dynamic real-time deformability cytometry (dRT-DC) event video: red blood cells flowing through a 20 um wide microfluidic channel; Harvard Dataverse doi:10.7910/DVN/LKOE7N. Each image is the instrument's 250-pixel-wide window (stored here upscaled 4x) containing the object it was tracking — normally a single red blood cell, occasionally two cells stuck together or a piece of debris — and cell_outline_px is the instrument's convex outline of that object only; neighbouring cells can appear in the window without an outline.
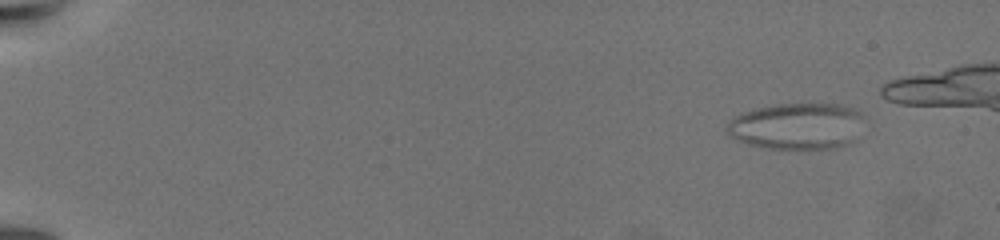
{"species": "common noctule bat (a hibernating species)", "species_latin": "Nyctalus noctula", "temperature_condition": "warm", "stored_images_in_passage": 64, "camera_frame_rate_fps": 3000, "um_per_image_px": 0.085, "animal": {"sex": "female", "body_mass_g": 19.5, "forearm_length_mm": 54.1}, "frame": {"image": 1, "passage_image": 8, "time_ms": 2.333, "image_size_px": [1000, 240], "cell_outline_px": [[856, 140], [848, 144], [832, 148], [768, 148], [748, 144], [736, 140], [728, 132], [728, 124], [736, 116], [760, 108], [784, 104], [832, 104], [848, 108], [856, 112]], "centroid_in_image_um": [67.66, 10.75], "position_along_channel_um": 17.3, "area_um2": 35.37}}
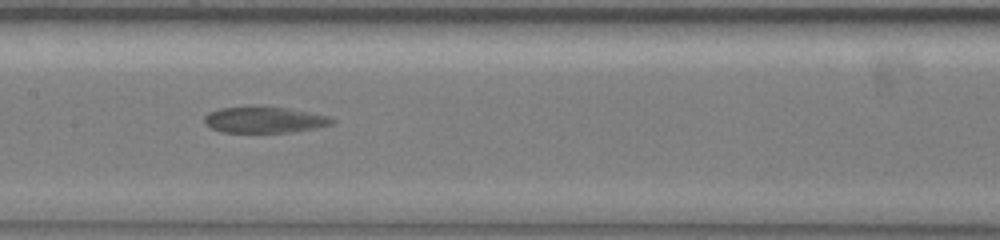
{"frame": {"image": 2, "passage_image": 40, "time_ms": 13.0, "image_size_px": [1000, 240], "cell_outline_px": [[336, 120], [332, 124], [292, 132], [220, 132], [212, 128], [204, 120], [204, 116], [220, 108], [288, 108], [328, 116]], "centroid_in_image_um": [22.5, 10.21], "position_along_channel_um": 184.9, "area_um2": 18.67}}
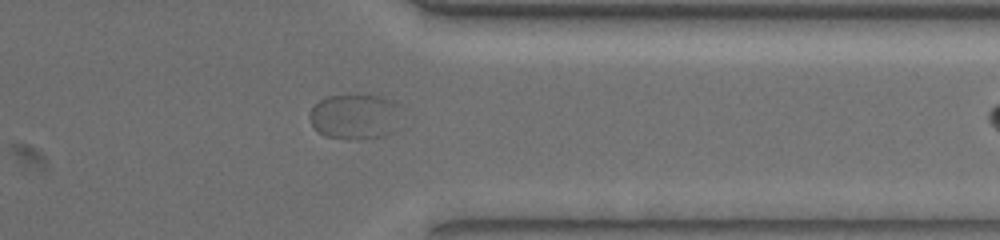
{"frame": {"image": 3, "passage_image": 59, "time_ms": 19.333, "image_size_px": [1000, 240], "cell_outline_px": [[404, 128], [400, 132], [388, 136], [364, 140], [348, 140], [324, 136], [312, 124], [308, 116], [312, 108], [320, 100], [328, 96], [356, 92], [380, 96], [392, 100], [396, 104]], "centroid_in_image_um": [30.28, 9.93], "position_along_channel_um": 381.1, "area_um2": 25.78}}